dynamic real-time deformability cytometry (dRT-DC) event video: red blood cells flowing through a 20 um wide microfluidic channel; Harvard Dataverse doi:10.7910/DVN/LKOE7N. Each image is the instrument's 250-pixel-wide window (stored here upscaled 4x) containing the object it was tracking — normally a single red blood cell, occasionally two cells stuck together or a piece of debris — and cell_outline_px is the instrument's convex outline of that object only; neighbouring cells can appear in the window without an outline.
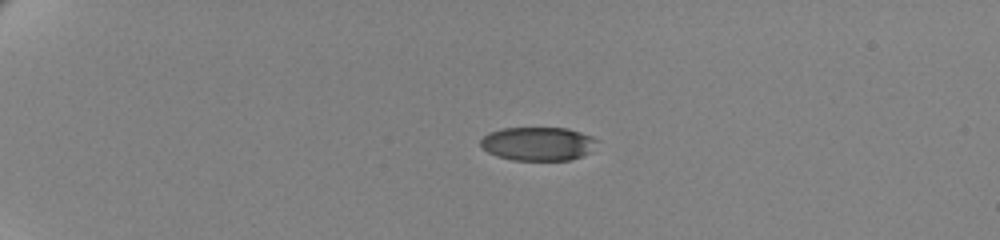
{"species": "human", "species_latin": "Homo sapiens", "temperature_condition": "cold", "stored_images_in_passage": 46, "camera_frame_rate_fps": 3000, "um_per_image_px": 0.085, "donor": {"sex": "female"}, "frame": {"image": 1, "passage_image": 1, "time_ms": 0.0, "image_size_px": [1000, 240], "cell_outline_px": [[600, 140], [592, 152], [584, 156], [568, 160], [512, 160], [496, 156], [488, 152], [480, 144], [480, 140], [488, 132], [504, 128], [568, 128], [592, 136]], "centroid_in_image_um": [45.78, 12.22], "position_along_channel_um": 39.2, "area_um2": 23.12}}
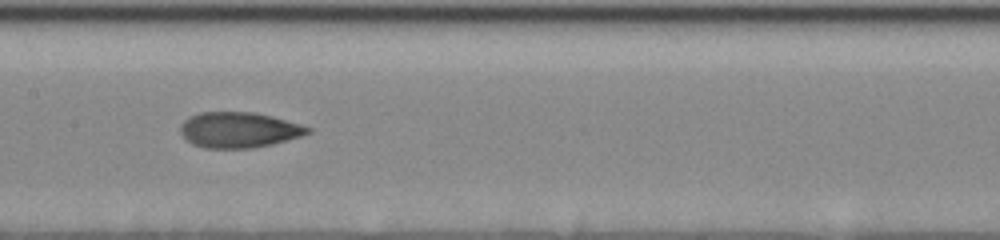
{"frame": {"image": 2, "passage_image": 20, "time_ms": 6.333, "image_size_px": [1000, 240], "cell_outline_px": [[312, 132], [300, 136], [272, 144], [252, 148], [204, 148], [192, 144], [180, 132], [180, 124], [188, 116], [200, 112], [256, 112], [272, 116], [300, 124], [312, 128]], "centroid_in_image_um": [20.29, 11.03], "position_along_channel_um": 187.1, "area_um2": 26.47}}
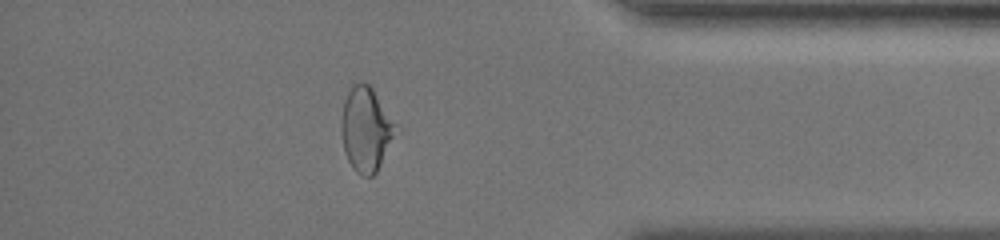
{"frame": {"image": 3, "passage_image": 40, "time_ms": 13.0, "image_size_px": [1000, 240], "cell_outline_px": [[404, 128], [376, 172], [372, 176], [364, 176], [356, 172], [352, 168], [344, 152], [340, 132], [340, 124], [344, 100], [352, 84], [368, 84], [372, 88]], "centroid_in_image_um": [31.21, 11.0], "position_along_channel_um": 404.0, "area_um2": 28.15}, "authors_computed_cell_mechanics": {"area_um2": 26.3279, "velocity_mm_per_s": 3.4916, "shape_relaxation_time_tau1_ms": 6.8774, "shape_relaxation_time_tau2_ms": 1.7742, "deformation_change_tau1": 0.1755, "deformation_change_tau2": 0.0736}}